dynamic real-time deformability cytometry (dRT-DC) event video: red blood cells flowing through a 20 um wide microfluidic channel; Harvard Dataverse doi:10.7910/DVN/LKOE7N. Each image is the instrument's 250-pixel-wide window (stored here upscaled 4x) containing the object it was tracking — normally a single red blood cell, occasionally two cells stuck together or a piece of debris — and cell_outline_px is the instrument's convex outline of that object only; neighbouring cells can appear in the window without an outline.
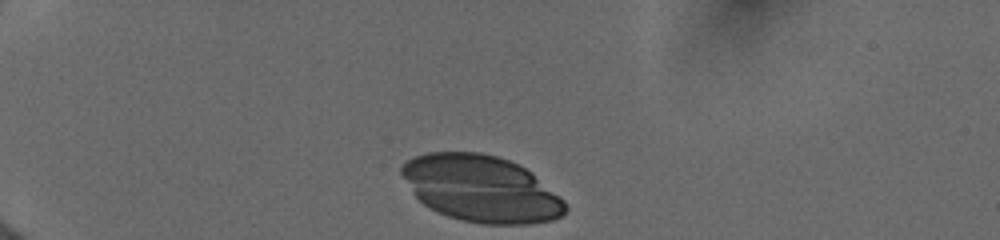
{"species": "human", "species_latin": "Homo sapiens", "temperature_condition": "cold", "stored_images_in_passage": 65, "camera_frame_rate_fps": 3000, "um_per_image_px": 0.085, "donor": {"sex": "female"}, "frame": {"image": 1, "passage_image": 1, "time_ms": 0.0, "image_size_px": [1000, 240], "cell_outline_px": [[568, 208], [560, 216], [552, 220], [528, 224], [484, 224], [460, 220], [436, 212], [424, 204], [412, 192], [400, 172], [400, 168], [408, 160], [416, 156], [428, 152], [480, 152], [496, 156], [508, 160], [532, 172], [560, 196], [564, 200]], "centroid_in_image_um": [40.89, 16.04], "position_along_channel_um": 44.1, "area_um2": 63.29}}